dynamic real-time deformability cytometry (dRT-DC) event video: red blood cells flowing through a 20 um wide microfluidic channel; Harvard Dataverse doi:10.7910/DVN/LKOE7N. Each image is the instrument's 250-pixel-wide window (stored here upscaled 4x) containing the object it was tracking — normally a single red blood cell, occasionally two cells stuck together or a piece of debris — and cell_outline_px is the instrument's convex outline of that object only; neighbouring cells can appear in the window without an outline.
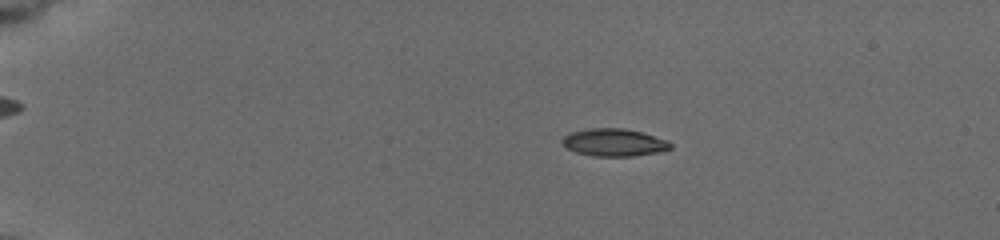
{"species": "common noctule bat (a hibernating species)", "species_latin": "Nyctalus noctula", "temperature_condition": "cold", "stored_images_in_passage": 18, "camera_frame_rate_fps": 3000, "um_per_image_px": 0.085, "animal": {"sex": "female", "body_mass_g": 19.5, "forearm_length_mm": 54.1}, "frame": {"image": 1, "passage_image": 8, "time_ms": 3.0, "image_size_px": [1000, 240], "cell_outline_px": [[672, 148], [660, 152], [632, 156], [592, 156], [576, 152], [568, 148], [560, 140], [564, 136], [572, 132], [588, 128], [624, 128], [640, 132], [668, 140], [672, 144]], "centroid_in_image_um": [52.21, 12.11], "position_along_channel_um": 32.8, "area_um2": 17.34}}
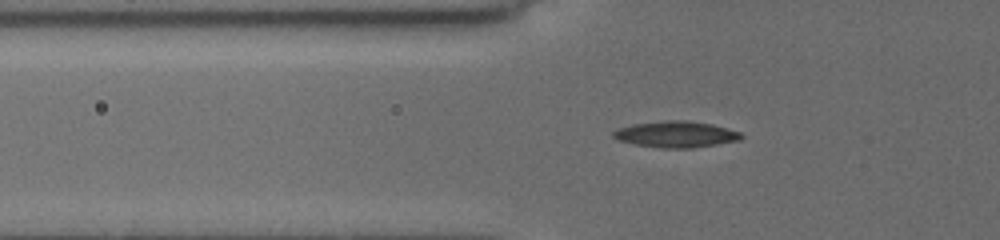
{"frame": {"image": 2, "passage_image": 15, "time_ms": 6.0, "image_size_px": [1000, 240], "cell_outline_px": [[744, 136], [740, 140], [692, 148], [660, 148], [636, 144], [620, 140], [612, 136], [612, 132], [616, 128], [632, 124], [664, 120], [688, 120], [712, 124], [740, 132]], "centroid_in_image_um": [57.44, 11.4], "position_along_channel_um": 68.4, "area_um2": 19.59}}
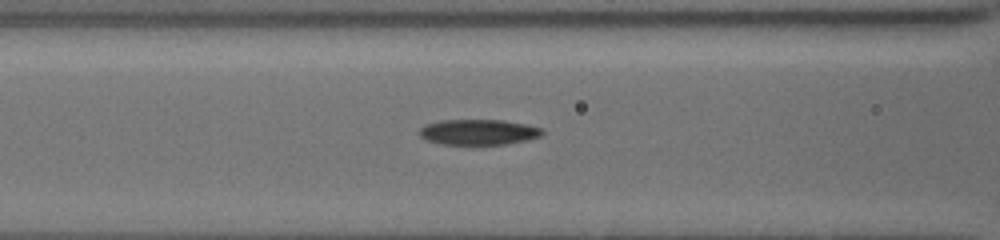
{"frame": {"image": 3, "passage_image": 17, "time_ms": 7.667, "image_size_px": [1000, 240], "cell_outline_px": [[544, 132], [540, 136], [508, 144], [472, 148], [440, 144], [428, 140], [420, 136], [416, 132], [424, 124], [444, 120], [504, 120], [544, 128]], "centroid_in_image_um": [40.62, 11.28], "position_along_channel_um": 126.0, "area_um2": 19.25}}